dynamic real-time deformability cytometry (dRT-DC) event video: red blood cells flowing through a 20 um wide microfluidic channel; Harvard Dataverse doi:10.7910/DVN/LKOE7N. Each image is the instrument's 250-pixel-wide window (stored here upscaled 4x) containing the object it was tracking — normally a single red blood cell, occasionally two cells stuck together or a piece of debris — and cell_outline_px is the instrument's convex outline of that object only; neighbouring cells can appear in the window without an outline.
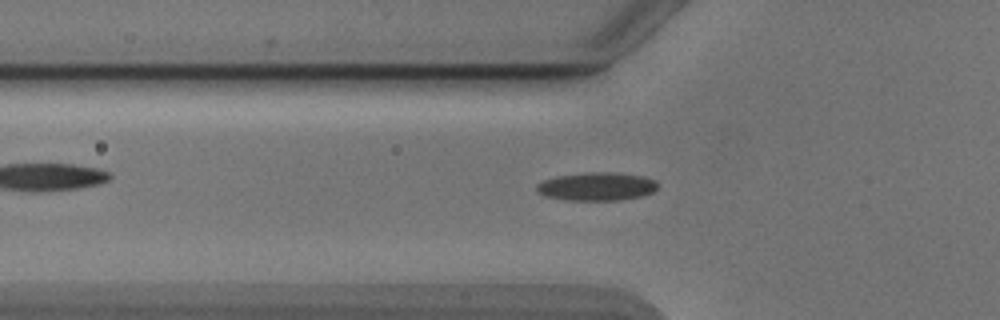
{"species": "Egyptian fruit bat (a non-hibernating species)", "species_latin": "Rousettus aegyptiacus", "temperature_condition": "cold", "stored_images_in_passage": 43, "camera_frame_rate_fps": 3000, "um_per_image_px": 0.085, "animal": {"sex": "male"}, "frame": {"image": 1, "passage_image": 13, "time_ms": 4.0, "image_size_px": [1000, 320], "cell_outline_px": [[656, 188], [652, 192], [640, 196], [620, 200], [568, 200], [544, 196], [536, 192], [536, 184], [544, 180], [556, 176], [584, 172], [616, 172], [644, 176], [656, 180]], "centroid_in_image_um": [50.69, 15.84], "position_along_channel_um": 75.1, "area_um2": 20.06}}
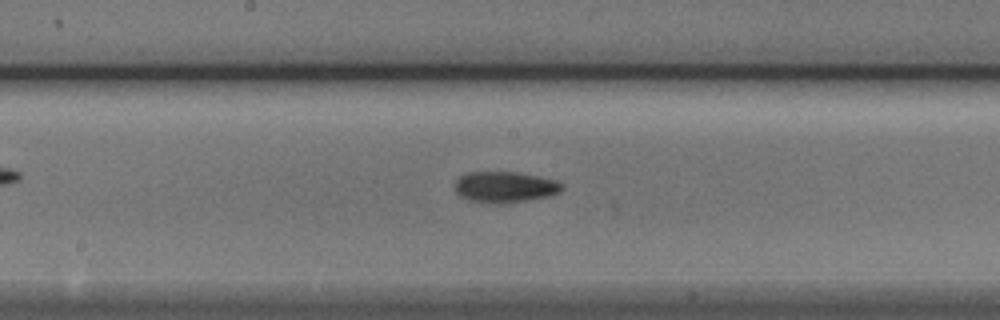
{"frame": {"image": 2, "passage_image": 23, "time_ms": 7.333, "image_size_px": [1000, 320], "cell_outline_px": [[564, 188], [560, 192], [548, 196], [508, 204], [496, 204], [468, 200], [460, 196], [456, 192], [456, 180], [460, 176], [468, 172], [516, 172], [556, 180]], "centroid_in_image_um": [42.9, 15.91], "position_along_channel_um": 205.3, "area_um2": 19.36}}
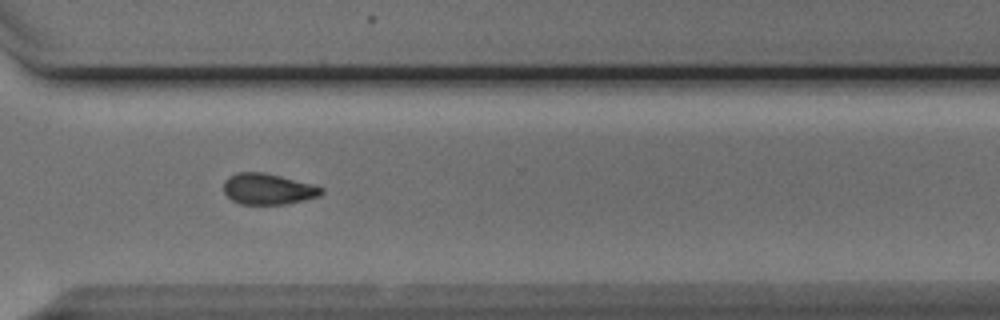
{"frame": {"image": 3, "passage_image": 34, "time_ms": 11.0, "image_size_px": [1000, 320], "cell_outline_px": [[324, 192], [320, 196], [304, 200], [284, 204], [240, 204], [232, 200], [224, 192], [224, 180], [228, 176], [236, 172], [264, 172], [316, 184], [324, 188]], "centroid_in_image_um": [22.81, 16.05], "position_along_channel_um": 347.8, "area_um2": 17.92}}